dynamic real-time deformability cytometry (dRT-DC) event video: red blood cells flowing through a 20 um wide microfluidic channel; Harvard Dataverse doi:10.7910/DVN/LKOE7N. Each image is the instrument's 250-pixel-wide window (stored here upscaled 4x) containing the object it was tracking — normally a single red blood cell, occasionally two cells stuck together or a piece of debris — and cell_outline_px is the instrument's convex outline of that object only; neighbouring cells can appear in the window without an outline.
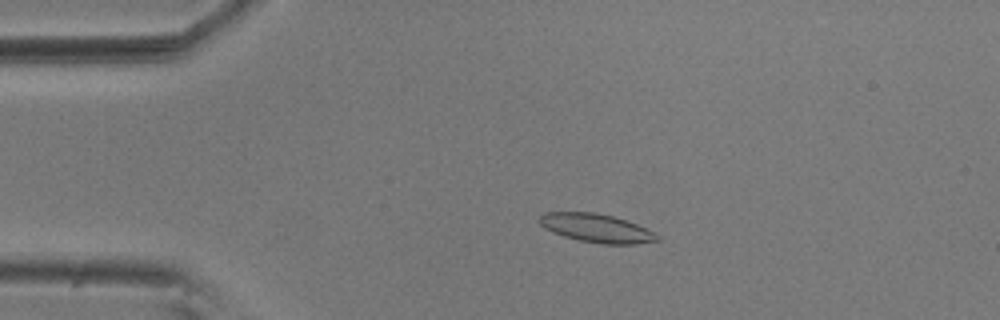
{"species": "common noctule bat (a hibernating species)", "species_latin": "Nyctalus noctula", "temperature_condition": "room temperature", "stored_images_in_passage": 54, "camera_frame_rate_fps": 3000, "um_per_image_px": 0.085, "animal": {"sex": "male", "body_mass_g": 20.5, "forearm_length_mm": 52.5}, "frame": {"image": 1, "passage_image": 11, "time_ms": 3.333, "image_size_px": [1000, 320], "cell_outline_px": [[660, 240], [636, 244], [600, 244], [580, 240], [564, 236], [552, 232], [544, 228], [540, 224], [540, 216], [544, 212], [596, 212], [616, 216], [656, 232], [660, 236]], "centroid_in_image_um": [50.74, 19.39], "position_along_channel_um": 34.3, "area_um2": 19.77}}
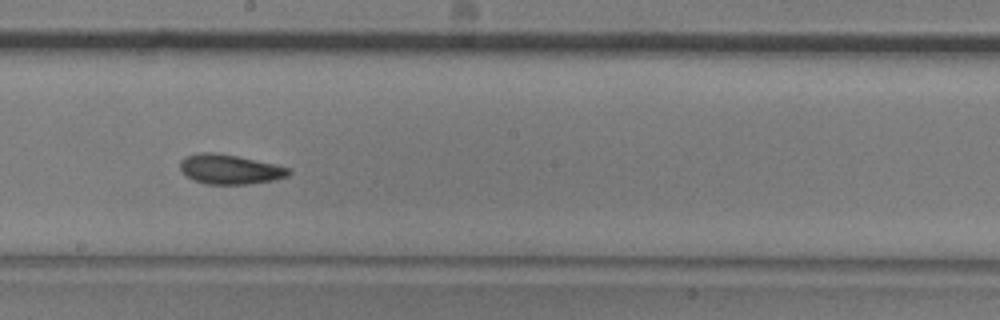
{"frame": {"image": 2, "passage_image": 30, "time_ms": 9.667, "image_size_px": [1000, 320], "cell_outline_px": [[292, 172], [288, 176], [272, 180], [248, 184], [208, 184], [184, 176], [180, 168], [180, 160], [184, 156], [196, 152], [216, 152], [236, 156], [272, 164], [288, 168]], "centroid_in_image_um": [19.46, 14.38], "position_along_channel_um": 228.7, "area_um2": 18.67}}
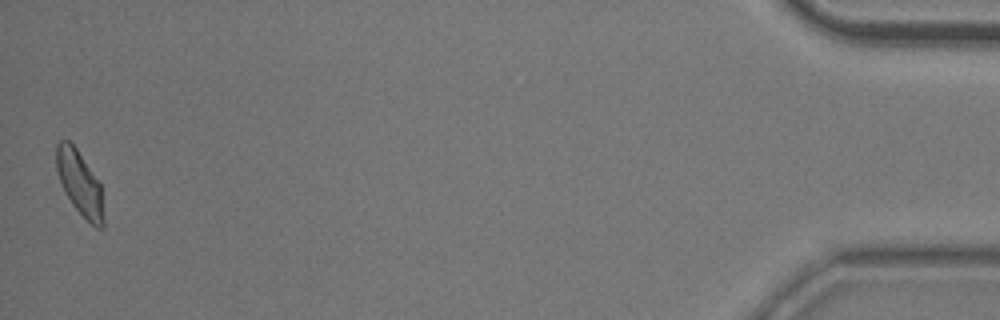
{"frame": {"image": 3, "passage_image": 54, "time_ms": 17.667, "image_size_px": [1000, 320], "cell_outline_px": [[104, 228], [96, 228], [72, 204], [64, 192], [56, 168], [56, 144], [60, 140], [68, 140], [76, 148], [100, 184], [104, 216]], "centroid_in_image_um": [6.77, 15.57], "position_along_channel_um": 428.4, "area_um2": 17.4}, "authors_computed_cell_mechanics": {"area_um2": 18.5538, "velocity_mm_per_s": 3.6748, "shape_relaxation_time_tau1_ms": 7.044, "shape_relaxation_time_tau2_ms": 3.4397, "deformation_change_tau1": 0.1573, "deformation_change_tau2": 0.0849}}